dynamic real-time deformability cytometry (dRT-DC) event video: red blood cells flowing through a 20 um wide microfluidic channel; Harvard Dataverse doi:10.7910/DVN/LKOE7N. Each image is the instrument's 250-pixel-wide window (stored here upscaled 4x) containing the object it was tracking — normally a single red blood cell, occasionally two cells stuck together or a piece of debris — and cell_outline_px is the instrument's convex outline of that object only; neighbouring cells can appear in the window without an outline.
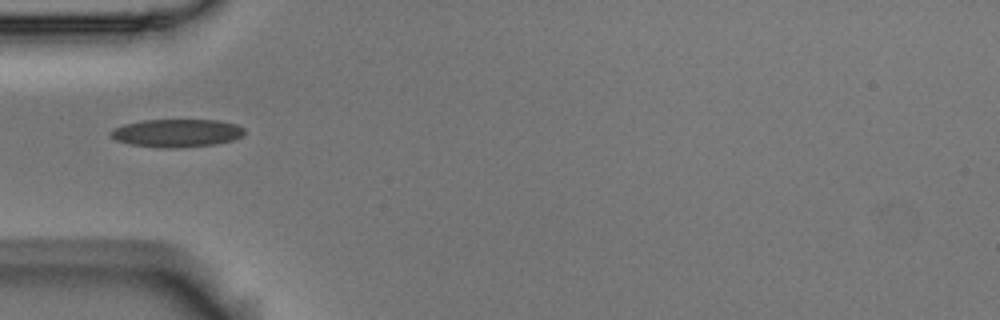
{"species": "Egyptian fruit bat (a non-hibernating species)", "species_latin": "Rousettus aegyptiacus", "temperature_condition": "room temperature", "stored_images_in_passage": 3, "camera_frame_rate_fps": 3000, "um_per_image_px": 0.085, "animal": {"sex": "male"}, "frame": {"image": 1, "passage_image": 1, "time_ms": 0.0, "image_size_px": [1000, 320], "cell_outline_px": [[244, 132], [240, 136], [232, 140], [216, 144], [180, 148], [160, 148], [128, 144], [116, 140], [108, 136], [108, 132], [124, 124], [144, 120], [220, 120], [236, 124], [244, 128]], "centroid_in_image_um": [14.99, 11.31], "position_along_channel_um": 70.0, "area_um2": 21.96}}
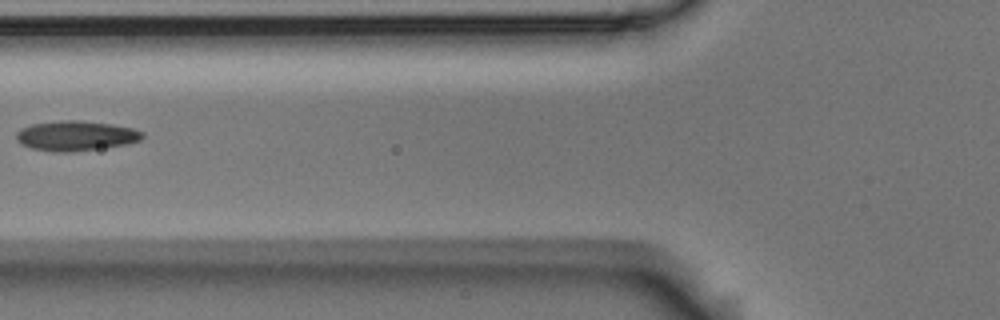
{"frame": {"image": 2, "passage_image": 2, "time_ms": 0.333, "image_size_px": [1000, 320], "cell_outline_px": [[144, 136], [140, 140], [128, 144], [72, 152], [52, 152], [32, 148], [20, 144], [16, 140], [16, 132], [20, 128], [32, 124], [64, 120], [80, 120], [112, 124], [132, 128], [144, 132]], "centroid_in_image_um": [6.43, 11.54], "position_along_channel_um": 119.4, "area_um2": 22.14}}
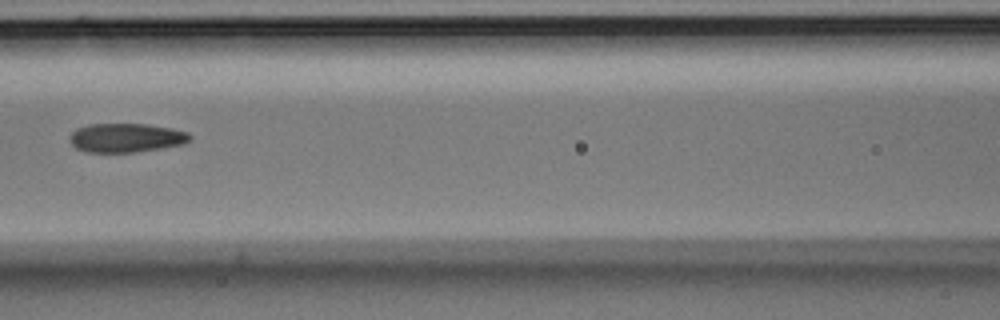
{"frame": {"image": 3, "passage_image": 3, "time_ms": 0.667, "image_size_px": [1000, 320], "cell_outline_px": [[192, 140], [184, 144], [160, 148], [132, 152], [88, 152], [76, 148], [68, 140], [68, 136], [76, 128], [88, 124], [148, 124], [172, 128], [188, 132], [192, 136]], "centroid_in_image_um": [10.72, 11.7], "position_along_channel_um": 155.9, "area_um2": 20.46}}